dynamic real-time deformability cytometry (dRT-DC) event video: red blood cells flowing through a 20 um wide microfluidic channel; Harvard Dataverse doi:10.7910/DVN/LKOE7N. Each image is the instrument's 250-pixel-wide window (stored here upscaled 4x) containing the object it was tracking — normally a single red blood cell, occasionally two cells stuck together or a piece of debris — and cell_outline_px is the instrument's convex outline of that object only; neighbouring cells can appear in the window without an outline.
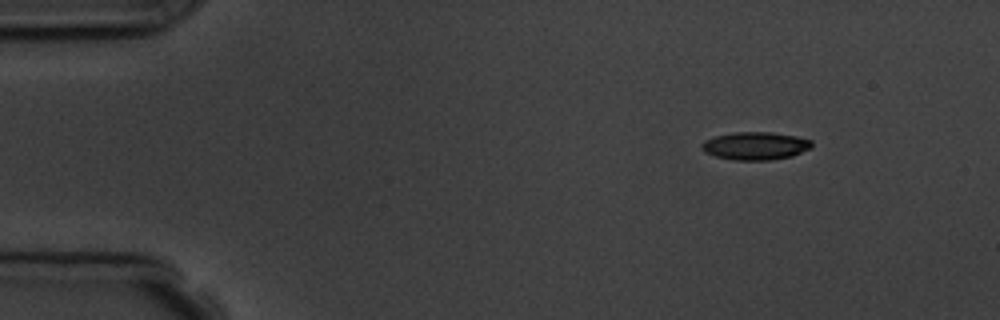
{"species": "common noctule bat (a hibernating species)", "species_latin": "Nyctalus noctula", "temperature_condition": "room temperature", "stored_images_in_passage": 9, "camera_frame_rate_fps": 3000, "um_per_image_px": 0.085, "animal": {"sex": "male", "body_mass_g": 19.5, "forearm_length_mm": 54.6}, "frame": {"image": 1, "passage_image": 1, "time_ms": 0.0, "image_size_px": [1000, 320], "cell_outline_px": [[812, 148], [792, 156], [768, 160], [732, 160], [716, 156], [704, 152], [700, 148], [700, 144], [704, 140], [716, 136], [736, 132], [772, 132], [796, 136], [812, 140]], "centroid_in_image_um": [64.2, 12.4], "position_along_channel_um": 20.8, "area_um2": 17.98}}
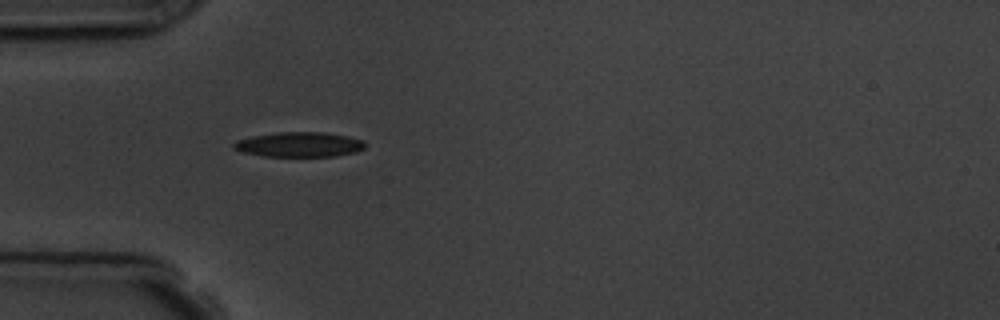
{"frame": {"image": 2, "passage_image": 4, "time_ms": 3.333, "image_size_px": [1000, 320], "cell_outline_px": [[364, 148], [356, 152], [336, 156], [264, 156], [244, 152], [232, 148], [232, 144], [236, 140], [252, 136], [276, 132], [324, 132], [348, 136], [364, 140]], "centroid_in_image_um": [25.43, 12.28], "position_along_channel_um": 59.6, "area_um2": 19.07}}
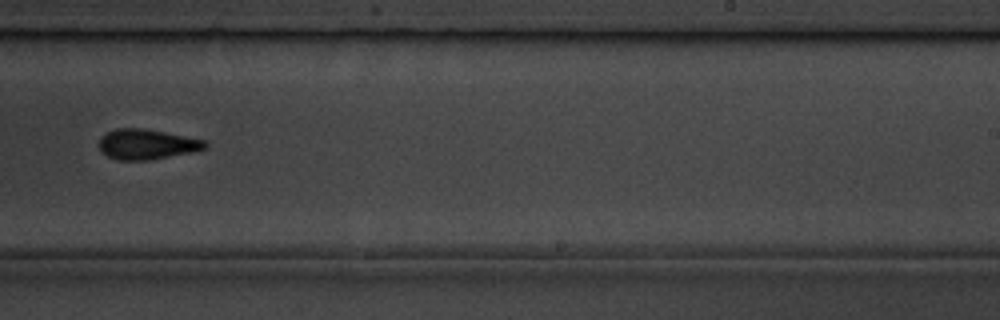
{"frame": {"image": 3, "passage_image": 9, "time_ms": 9.333, "image_size_px": [1000, 320], "cell_outline_px": [[208, 148], [192, 152], [148, 160], [116, 160], [100, 152], [100, 136], [116, 128], [144, 128], [208, 140]], "centroid_in_image_um": [12.51, 12.26], "position_along_channel_um": 276.5, "area_um2": 18.84}}